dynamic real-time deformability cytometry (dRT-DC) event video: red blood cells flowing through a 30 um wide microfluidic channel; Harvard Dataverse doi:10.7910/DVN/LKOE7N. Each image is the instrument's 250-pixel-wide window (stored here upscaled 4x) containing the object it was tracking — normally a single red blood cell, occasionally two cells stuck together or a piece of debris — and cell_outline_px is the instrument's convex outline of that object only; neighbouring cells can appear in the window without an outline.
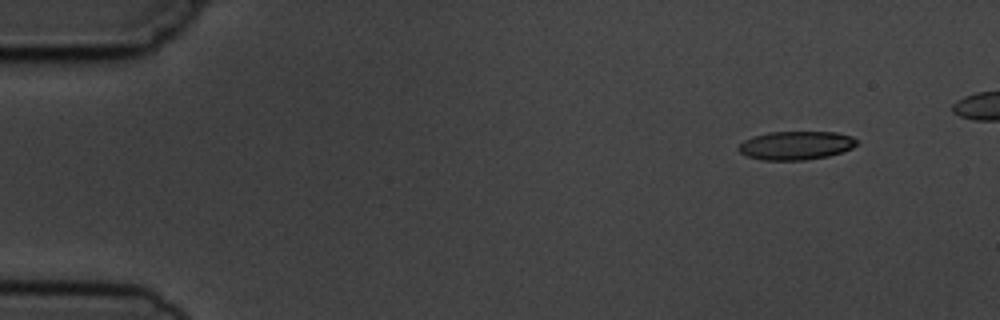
{"species": "common noctule bat (a hibernating species)", "species_latin": "Nyctalus noctula", "temperature_condition": "cold", "stored_images_in_passage": 6, "camera_frame_rate_fps": 3000, "um_per_image_px": 0.085, "animal": {"sex": "male", "body_mass_g": 19.5, "forearm_length_mm": 54.6}, "frame": {"image": 1, "passage_image": 2, "time_ms": 1.333, "image_size_px": [1000, 320], "cell_outline_px": [[860, 144], [844, 152], [828, 156], [804, 160], [764, 160], [748, 156], [740, 152], [736, 148], [744, 140], [752, 136], [768, 132], [836, 132], [852, 136]], "centroid_in_image_um": [67.68, 12.36], "position_along_channel_um": 17.3, "area_um2": 19.83}}